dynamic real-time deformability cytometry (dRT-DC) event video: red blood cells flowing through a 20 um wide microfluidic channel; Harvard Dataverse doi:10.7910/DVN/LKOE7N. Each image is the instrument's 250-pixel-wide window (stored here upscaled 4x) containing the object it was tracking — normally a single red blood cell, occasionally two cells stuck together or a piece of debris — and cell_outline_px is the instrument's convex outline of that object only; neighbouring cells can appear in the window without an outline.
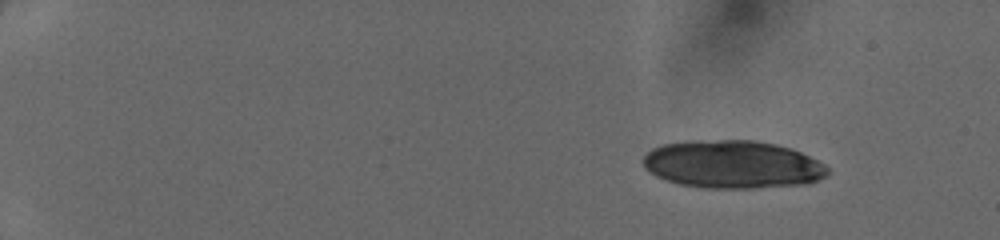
{"species": "human", "species_latin": "Homo sapiens", "temperature_condition": "cold", "stored_images_in_passage": 45, "camera_frame_rate_fps": 3000, "um_per_image_px": 0.085, "donor": {"sex": "female"}, "frame": {"image": 1, "passage_image": 1, "time_ms": 0.0, "image_size_px": [1000, 240], "cell_outline_px": [[828, 172], [820, 180], [808, 184], [756, 188], [700, 188], [680, 184], [656, 176], [644, 168], [644, 156], [652, 148], [664, 144], [688, 140], [752, 140], [776, 144], [792, 148], [824, 164], [828, 168]], "centroid_in_image_um": [62.27, 13.98], "position_along_channel_um": 22.7, "area_um2": 51.73}}
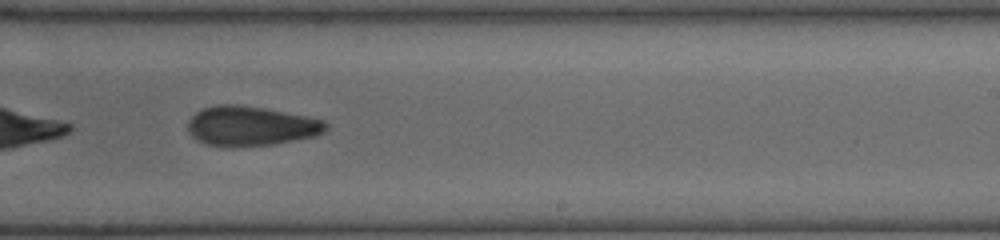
{"frame": {"image": 2, "passage_image": 29, "time_ms": 9.333, "image_size_px": [1000, 240], "cell_outline_px": [[328, 128], [324, 132], [316, 136], [272, 144], [204, 144], [192, 136], [188, 132], [188, 120], [196, 112], [204, 108], [216, 104], [236, 104], [264, 108], [324, 120], [328, 124]], "centroid_in_image_um": [21.33, 10.67], "position_along_channel_um": 267.7, "area_um2": 31.1}}
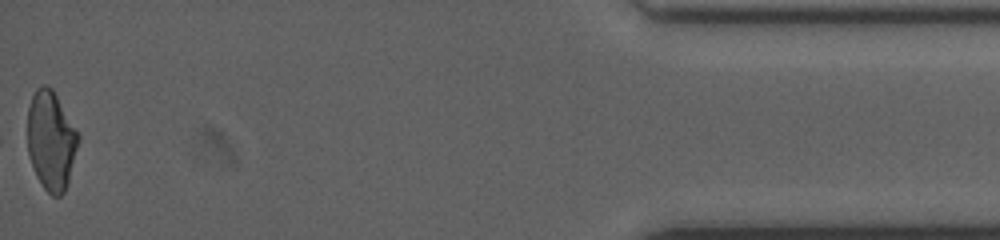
{"frame": {"image": 3, "passage_image": 45, "time_ms": 14.667, "image_size_px": [1000, 240], "cell_outline_px": [[80, 140], [68, 180], [64, 192], [60, 196], [52, 196], [44, 188], [36, 176], [28, 152], [28, 108], [32, 96], [36, 88], [40, 84], [44, 84], [52, 88], [80, 136]], "centroid_in_image_um": [4.34, 11.93], "position_along_channel_um": 430.9, "area_um2": 29.13}}